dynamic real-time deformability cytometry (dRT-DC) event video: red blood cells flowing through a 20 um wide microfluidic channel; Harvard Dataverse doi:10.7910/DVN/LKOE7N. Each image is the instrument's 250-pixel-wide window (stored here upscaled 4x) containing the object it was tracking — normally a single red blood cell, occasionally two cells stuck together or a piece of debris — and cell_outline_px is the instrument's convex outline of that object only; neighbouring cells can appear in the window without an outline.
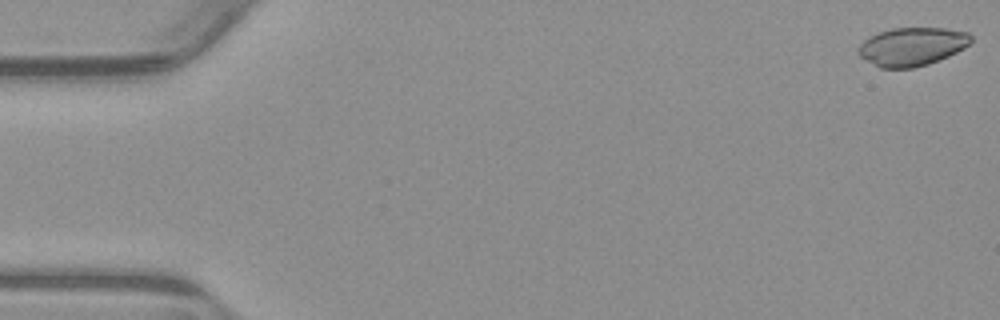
{"species": "common noctule bat (a hibernating species)", "species_latin": "Nyctalus noctula", "temperature_condition": "warm", "stored_images_in_passage": 12, "camera_frame_rate_fps": 3000, "um_per_image_px": 0.085, "animal": {"sex": "male", "body_mass_g": 23.1, "forearm_length_mm": 52.7}, "frame": {"image": 1, "passage_image": 1, "time_ms": 0.0, "image_size_px": [1000, 320], "cell_outline_px": [[972, 40], [964, 48], [948, 56], [928, 64], [912, 68], [880, 68], [860, 56], [860, 44], [868, 36], [892, 28], [948, 28], [968, 32], [972, 36]], "centroid_in_image_um": [77.55, 3.95], "position_along_channel_um": 7.5, "area_um2": 25.03}}